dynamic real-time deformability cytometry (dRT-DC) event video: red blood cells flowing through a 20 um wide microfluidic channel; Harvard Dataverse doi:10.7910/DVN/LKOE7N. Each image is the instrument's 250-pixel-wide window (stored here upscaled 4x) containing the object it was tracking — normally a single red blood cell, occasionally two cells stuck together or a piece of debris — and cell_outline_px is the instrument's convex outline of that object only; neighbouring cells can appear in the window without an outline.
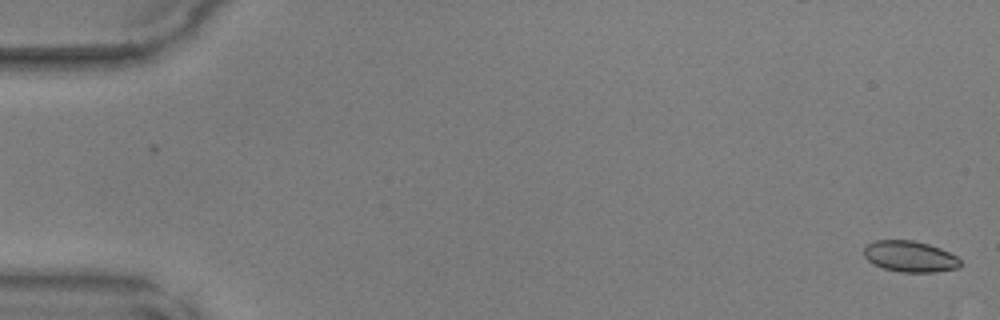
{"species": "common noctule bat (a hibernating species)", "species_latin": "Nyctalus noctula", "temperature_condition": "warm", "stored_images_in_passage": 12, "camera_frame_rate_fps": 3000, "um_per_image_px": 0.085, "animal": {"sex": "male", "body_mass_g": 17.9, "forearm_length_mm": 54.2}, "frame": {"image": 1, "passage_image": 1, "time_ms": 0.0, "image_size_px": [1000, 320], "cell_outline_px": [[960, 264], [956, 268], [936, 272], [900, 272], [884, 268], [872, 264], [864, 256], [864, 248], [868, 244], [876, 240], [912, 240], [928, 244], [940, 248], [956, 256], [960, 260]], "centroid_in_image_um": [77.32, 21.8], "position_along_channel_um": 7.7, "area_um2": 17.34}}